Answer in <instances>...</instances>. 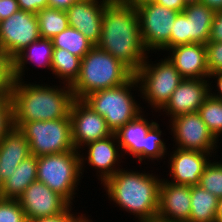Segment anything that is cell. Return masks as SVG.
Segmentation results:
<instances>
[{
	"label": "cell",
	"mask_w": 222,
	"mask_h": 222,
	"mask_svg": "<svg viewBox=\"0 0 222 222\" xmlns=\"http://www.w3.org/2000/svg\"><path fill=\"white\" fill-rule=\"evenodd\" d=\"M80 153L81 150H71L37 157V181L46 184L72 206L83 175Z\"/></svg>",
	"instance_id": "obj_6"
},
{
	"label": "cell",
	"mask_w": 222,
	"mask_h": 222,
	"mask_svg": "<svg viewBox=\"0 0 222 222\" xmlns=\"http://www.w3.org/2000/svg\"><path fill=\"white\" fill-rule=\"evenodd\" d=\"M200 2L204 3L208 7L217 10H222V0H199Z\"/></svg>",
	"instance_id": "obj_43"
},
{
	"label": "cell",
	"mask_w": 222,
	"mask_h": 222,
	"mask_svg": "<svg viewBox=\"0 0 222 222\" xmlns=\"http://www.w3.org/2000/svg\"><path fill=\"white\" fill-rule=\"evenodd\" d=\"M2 185H3V182H2V179H1V176H0V192H1V189H2Z\"/></svg>",
	"instance_id": "obj_48"
},
{
	"label": "cell",
	"mask_w": 222,
	"mask_h": 222,
	"mask_svg": "<svg viewBox=\"0 0 222 222\" xmlns=\"http://www.w3.org/2000/svg\"><path fill=\"white\" fill-rule=\"evenodd\" d=\"M26 217L18 200L0 198V222H25Z\"/></svg>",
	"instance_id": "obj_33"
},
{
	"label": "cell",
	"mask_w": 222,
	"mask_h": 222,
	"mask_svg": "<svg viewBox=\"0 0 222 222\" xmlns=\"http://www.w3.org/2000/svg\"><path fill=\"white\" fill-rule=\"evenodd\" d=\"M112 0H81L66 10L69 26L81 32L97 45L101 38L102 18L105 7Z\"/></svg>",
	"instance_id": "obj_18"
},
{
	"label": "cell",
	"mask_w": 222,
	"mask_h": 222,
	"mask_svg": "<svg viewBox=\"0 0 222 222\" xmlns=\"http://www.w3.org/2000/svg\"><path fill=\"white\" fill-rule=\"evenodd\" d=\"M69 116L71 119L72 142L77 151L82 150V146L88 143L113 134L105 119L83 100H73Z\"/></svg>",
	"instance_id": "obj_13"
},
{
	"label": "cell",
	"mask_w": 222,
	"mask_h": 222,
	"mask_svg": "<svg viewBox=\"0 0 222 222\" xmlns=\"http://www.w3.org/2000/svg\"><path fill=\"white\" fill-rule=\"evenodd\" d=\"M190 212L191 186L161 178L156 221L189 222Z\"/></svg>",
	"instance_id": "obj_15"
},
{
	"label": "cell",
	"mask_w": 222,
	"mask_h": 222,
	"mask_svg": "<svg viewBox=\"0 0 222 222\" xmlns=\"http://www.w3.org/2000/svg\"><path fill=\"white\" fill-rule=\"evenodd\" d=\"M36 15L41 38L52 39L69 26L66 11L45 7Z\"/></svg>",
	"instance_id": "obj_28"
},
{
	"label": "cell",
	"mask_w": 222,
	"mask_h": 222,
	"mask_svg": "<svg viewBox=\"0 0 222 222\" xmlns=\"http://www.w3.org/2000/svg\"><path fill=\"white\" fill-rule=\"evenodd\" d=\"M51 40L54 48L65 49L80 59H82L94 47L92 42L71 26H68Z\"/></svg>",
	"instance_id": "obj_27"
},
{
	"label": "cell",
	"mask_w": 222,
	"mask_h": 222,
	"mask_svg": "<svg viewBox=\"0 0 222 222\" xmlns=\"http://www.w3.org/2000/svg\"><path fill=\"white\" fill-rule=\"evenodd\" d=\"M207 129L219 142L222 135V100L209 95L198 110Z\"/></svg>",
	"instance_id": "obj_29"
},
{
	"label": "cell",
	"mask_w": 222,
	"mask_h": 222,
	"mask_svg": "<svg viewBox=\"0 0 222 222\" xmlns=\"http://www.w3.org/2000/svg\"><path fill=\"white\" fill-rule=\"evenodd\" d=\"M183 12L188 17L189 44H206L210 39L215 10L199 1L188 3Z\"/></svg>",
	"instance_id": "obj_23"
},
{
	"label": "cell",
	"mask_w": 222,
	"mask_h": 222,
	"mask_svg": "<svg viewBox=\"0 0 222 222\" xmlns=\"http://www.w3.org/2000/svg\"><path fill=\"white\" fill-rule=\"evenodd\" d=\"M26 220L51 217L64 212L70 204L40 181L32 182L18 198Z\"/></svg>",
	"instance_id": "obj_14"
},
{
	"label": "cell",
	"mask_w": 222,
	"mask_h": 222,
	"mask_svg": "<svg viewBox=\"0 0 222 222\" xmlns=\"http://www.w3.org/2000/svg\"><path fill=\"white\" fill-rule=\"evenodd\" d=\"M144 117V113H140L115 133L121 152L132 155L140 163L146 159L161 160L165 154L168 155L167 145L161 139L162 131L157 122H149Z\"/></svg>",
	"instance_id": "obj_7"
},
{
	"label": "cell",
	"mask_w": 222,
	"mask_h": 222,
	"mask_svg": "<svg viewBox=\"0 0 222 222\" xmlns=\"http://www.w3.org/2000/svg\"><path fill=\"white\" fill-rule=\"evenodd\" d=\"M134 73L120 60L97 45L81 59L80 73L71 85L74 99L126 83Z\"/></svg>",
	"instance_id": "obj_4"
},
{
	"label": "cell",
	"mask_w": 222,
	"mask_h": 222,
	"mask_svg": "<svg viewBox=\"0 0 222 222\" xmlns=\"http://www.w3.org/2000/svg\"><path fill=\"white\" fill-rule=\"evenodd\" d=\"M169 121L176 148L211 155L217 152L219 142L207 129L198 111L176 116Z\"/></svg>",
	"instance_id": "obj_11"
},
{
	"label": "cell",
	"mask_w": 222,
	"mask_h": 222,
	"mask_svg": "<svg viewBox=\"0 0 222 222\" xmlns=\"http://www.w3.org/2000/svg\"><path fill=\"white\" fill-rule=\"evenodd\" d=\"M36 14L19 10L0 23V47L13 60L32 42L40 39Z\"/></svg>",
	"instance_id": "obj_12"
},
{
	"label": "cell",
	"mask_w": 222,
	"mask_h": 222,
	"mask_svg": "<svg viewBox=\"0 0 222 222\" xmlns=\"http://www.w3.org/2000/svg\"><path fill=\"white\" fill-rule=\"evenodd\" d=\"M139 88L133 75L126 83L87 95L83 101L102 116L112 133H116L125 124L143 113V107L137 104L131 89Z\"/></svg>",
	"instance_id": "obj_5"
},
{
	"label": "cell",
	"mask_w": 222,
	"mask_h": 222,
	"mask_svg": "<svg viewBox=\"0 0 222 222\" xmlns=\"http://www.w3.org/2000/svg\"><path fill=\"white\" fill-rule=\"evenodd\" d=\"M53 50L54 47L51 39L40 38L32 42L13 59L14 79L24 81V69L30 63L51 71Z\"/></svg>",
	"instance_id": "obj_22"
},
{
	"label": "cell",
	"mask_w": 222,
	"mask_h": 222,
	"mask_svg": "<svg viewBox=\"0 0 222 222\" xmlns=\"http://www.w3.org/2000/svg\"><path fill=\"white\" fill-rule=\"evenodd\" d=\"M168 51V59L183 79H209L205 44L178 45Z\"/></svg>",
	"instance_id": "obj_20"
},
{
	"label": "cell",
	"mask_w": 222,
	"mask_h": 222,
	"mask_svg": "<svg viewBox=\"0 0 222 222\" xmlns=\"http://www.w3.org/2000/svg\"><path fill=\"white\" fill-rule=\"evenodd\" d=\"M87 149V154H80L81 171L84 172V165L87 161V165L96 169L99 175L98 180L101 184L110 176H113L121 166L120 158L124 155L121 154V148L117 139L116 134H112L106 138L96 140L94 142L88 143L82 148ZM120 151V153H119ZM84 154V155H83ZM121 154V156H120ZM86 156V157H84ZM119 163V165H118ZM117 164V165H116Z\"/></svg>",
	"instance_id": "obj_16"
},
{
	"label": "cell",
	"mask_w": 222,
	"mask_h": 222,
	"mask_svg": "<svg viewBox=\"0 0 222 222\" xmlns=\"http://www.w3.org/2000/svg\"><path fill=\"white\" fill-rule=\"evenodd\" d=\"M14 127L11 98H0V140Z\"/></svg>",
	"instance_id": "obj_34"
},
{
	"label": "cell",
	"mask_w": 222,
	"mask_h": 222,
	"mask_svg": "<svg viewBox=\"0 0 222 222\" xmlns=\"http://www.w3.org/2000/svg\"><path fill=\"white\" fill-rule=\"evenodd\" d=\"M30 155L28 140L18 128L13 127L0 140V176L2 182L8 179L21 161Z\"/></svg>",
	"instance_id": "obj_21"
},
{
	"label": "cell",
	"mask_w": 222,
	"mask_h": 222,
	"mask_svg": "<svg viewBox=\"0 0 222 222\" xmlns=\"http://www.w3.org/2000/svg\"><path fill=\"white\" fill-rule=\"evenodd\" d=\"M148 58L147 56L139 70L134 74L138 81L139 89H134L133 91H140L141 98L157 112L161 111L167 104L173 91L183 78L167 56L164 59L161 58L156 64L152 61L149 62Z\"/></svg>",
	"instance_id": "obj_8"
},
{
	"label": "cell",
	"mask_w": 222,
	"mask_h": 222,
	"mask_svg": "<svg viewBox=\"0 0 222 222\" xmlns=\"http://www.w3.org/2000/svg\"><path fill=\"white\" fill-rule=\"evenodd\" d=\"M97 46L135 74L149 55L142 43L136 7L123 0H112L104 10Z\"/></svg>",
	"instance_id": "obj_1"
},
{
	"label": "cell",
	"mask_w": 222,
	"mask_h": 222,
	"mask_svg": "<svg viewBox=\"0 0 222 222\" xmlns=\"http://www.w3.org/2000/svg\"><path fill=\"white\" fill-rule=\"evenodd\" d=\"M209 79H183L173 91L167 104L161 112L170 119L191 112H197L206 98L210 95Z\"/></svg>",
	"instance_id": "obj_17"
},
{
	"label": "cell",
	"mask_w": 222,
	"mask_h": 222,
	"mask_svg": "<svg viewBox=\"0 0 222 222\" xmlns=\"http://www.w3.org/2000/svg\"><path fill=\"white\" fill-rule=\"evenodd\" d=\"M17 0H0V20L9 18L13 13L19 11Z\"/></svg>",
	"instance_id": "obj_39"
},
{
	"label": "cell",
	"mask_w": 222,
	"mask_h": 222,
	"mask_svg": "<svg viewBox=\"0 0 222 222\" xmlns=\"http://www.w3.org/2000/svg\"><path fill=\"white\" fill-rule=\"evenodd\" d=\"M218 222H222V198H219L218 203Z\"/></svg>",
	"instance_id": "obj_45"
},
{
	"label": "cell",
	"mask_w": 222,
	"mask_h": 222,
	"mask_svg": "<svg viewBox=\"0 0 222 222\" xmlns=\"http://www.w3.org/2000/svg\"><path fill=\"white\" fill-rule=\"evenodd\" d=\"M14 80L13 60L0 47V98H11Z\"/></svg>",
	"instance_id": "obj_31"
},
{
	"label": "cell",
	"mask_w": 222,
	"mask_h": 222,
	"mask_svg": "<svg viewBox=\"0 0 222 222\" xmlns=\"http://www.w3.org/2000/svg\"><path fill=\"white\" fill-rule=\"evenodd\" d=\"M81 59L62 48H54L51 71L61 84L72 85L80 73Z\"/></svg>",
	"instance_id": "obj_26"
},
{
	"label": "cell",
	"mask_w": 222,
	"mask_h": 222,
	"mask_svg": "<svg viewBox=\"0 0 222 222\" xmlns=\"http://www.w3.org/2000/svg\"><path fill=\"white\" fill-rule=\"evenodd\" d=\"M28 140L31 155L64 153L76 150L72 142L71 119L66 118L46 121L14 123Z\"/></svg>",
	"instance_id": "obj_9"
},
{
	"label": "cell",
	"mask_w": 222,
	"mask_h": 222,
	"mask_svg": "<svg viewBox=\"0 0 222 222\" xmlns=\"http://www.w3.org/2000/svg\"><path fill=\"white\" fill-rule=\"evenodd\" d=\"M219 198L199 185L191 186L189 222H218Z\"/></svg>",
	"instance_id": "obj_25"
},
{
	"label": "cell",
	"mask_w": 222,
	"mask_h": 222,
	"mask_svg": "<svg viewBox=\"0 0 222 222\" xmlns=\"http://www.w3.org/2000/svg\"><path fill=\"white\" fill-rule=\"evenodd\" d=\"M209 41L222 42V10L215 11Z\"/></svg>",
	"instance_id": "obj_38"
},
{
	"label": "cell",
	"mask_w": 222,
	"mask_h": 222,
	"mask_svg": "<svg viewBox=\"0 0 222 222\" xmlns=\"http://www.w3.org/2000/svg\"><path fill=\"white\" fill-rule=\"evenodd\" d=\"M71 210H73L72 205H70L64 212L58 215L30 219L29 222H76L82 215H74Z\"/></svg>",
	"instance_id": "obj_36"
},
{
	"label": "cell",
	"mask_w": 222,
	"mask_h": 222,
	"mask_svg": "<svg viewBox=\"0 0 222 222\" xmlns=\"http://www.w3.org/2000/svg\"><path fill=\"white\" fill-rule=\"evenodd\" d=\"M153 174L122 168L102 185L108 199L133 214L137 222H156L161 179Z\"/></svg>",
	"instance_id": "obj_2"
},
{
	"label": "cell",
	"mask_w": 222,
	"mask_h": 222,
	"mask_svg": "<svg viewBox=\"0 0 222 222\" xmlns=\"http://www.w3.org/2000/svg\"><path fill=\"white\" fill-rule=\"evenodd\" d=\"M205 47L209 74L222 71V42L208 41Z\"/></svg>",
	"instance_id": "obj_35"
},
{
	"label": "cell",
	"mask_w": 222,
	"mask_h": 222,
	"mask_svg": "<svg viewBox=\"0 0 222 222\" xmlns=\"http://www.w3.org/2000/svg\"><path fill=\"white\" fill-rule=\"evenodd\" d=\"M136 9L141 39L146 51L167 52L170 48L171 29L179 12L153 1L142 3Z\"/></svg>",
	"instance_id": "obj_10"
},
{
	"label": "cell",
	"mask_w": 222,
	"mask_h": 222,
	"mask_svg": "<svg viewBox=\"0 0 222 222\" xmlns=\"http://www.w3.org/2000/svg\"><path fill=\"white\" fill-rule=\"evenodd\" d=\"M125 3H127L128 5H131L133 7H137L139 5H141L142 3H146V2H152L154 0H123Z\"/></svg>",
	"instance_id": "obj_44"
},
{
	"label": "cell",
	"mask_w": 222,
	"mask_h": 222,
	"mask_svg": "<svg viewBox=\"0 0 222 222\" xmlns=\"http://www.w3.org/2000/svg\"><path fill=\"white\" fill-rule=\"evenodd\" d=\"M25 82L14 80L11 90L14 123L56 120L69 115L74 100L70 85Z\"/></svg>",
	"instance_id": "obj_3"
},
{
	"label": "cell",
	"mask_w": 222,
	"mask_h": 222,
	"mask_svg": "<svg viewBox=\"0 0 222 222\" xmlns=\"http://www.w3.org/2000/svg\"><path fill=\"white\" fill-rule=\"evenodd\" d=\"M153 2L177 12H182L187 5L184 0H154Z\"/></svg>",
	"instance_id": "obj_41"
},
{
	"label": "cell",
	"mask_w": 222,
	"mask_h": 222,
	"mask_svg": "<svg viewBox=\"0 0 222 222\" xmlns=\"http://www.w3.org/2000/svg\"><path fill=\"white\" fill-rule=\"evenodd\" d=\"M189 44L188 17L182 11L179 12L171 29L170 48Z\"/></svg>",
	"instance_id": "obj_32"
},
{
	"label": "cell",
	"mask_w": 222,
	"mask_h": 222,
	"mask_svg": "<svg viewBox=\"0 0 222 222\" xmlns=\"http://www.w3.org/2000/svg\"><path fill=\"white\" fill-rule=\"evenodd\" d=\"M210 78L215 79L214 83L216 84V86H214V87H215V89H217V90H215L214 87H212V85L210 83V95L216 99L222 100V71H218V72H214L212 74H209V80H210ZM212 90H214L215 92L218 91V92H216L217 94L215 92H213Z\"/></svg>",
	"instance_id": "obj_40"
},
{
	"label": "cell",
	"mask_w": 222,
	"mask_h": 222,
	"mask_svg": "<svg viewBox=\"0 0 222 222\" xmlns=\"http://www.w3.org/2000/svg\"><path fill=\"white\" fill-rule=\"evenodd\" d=\"M173 153V154H172ZM168 163L171 183L195 186L199 184L200 177L212 155L198 151L175 148L170 153Z\"/></svg>",
	"instance_id": "obj_19"
},
{
	"label": "cell",
	"mask_w": 222,
	"mask_h": 222,
	"mask_svg": "<svg viewBox=\"0 0 222 222\" xmlns=\"http://www.w3.org/2000/svg\"><path fill=\"white\" fill-rule=\"evenodd\" d=\"M20 10L37 14L40 10L48 7V0H17Z\"/></svg>",
	"instance_id": "obj_37"
},
{
	"label": "cell",
	"mask_w": 222,
	"mask_h": 222,
	"mask_svg": "<svg viewBox=\"0 0 222 222\" xmlns=\"http://www.w3.org/2000/svg\"><path fill=\"white\" fill-rule=\"evenodd\" d=\"M81 0H48V7L66 11L69 9L74 3Z\"/></svg>",
	"instance_id": "obj_42"
},
{
	"label": "cell",
	"mask_w": 222,
	"mask_h": 222,
	"mask_svg": "<svg viewBox=\"0 0 222 222\" xmlns=\"http://www.w3.org/2000/svg\"><path fill=\"white\" fill-rule=\"evenodd\" d=\"M210 160L200 177L199 186L222 198V162Z\"/></svg>",
	"instance_id": "obj_30"
},
{
	"label": "cell",
	"mask_w": 222,
	"mask_h": 222,
	"mask_svg": "<svg viewBox=\"0 0 222 222\" xmlns=\"http://www.w3.org/2000/svg\"><path fill=\"white\" fill-rule=\"evenodd\" d=\"M186 4L193 3V2H199V0H184Z\"/></svg>",
	"instance_id": "obj_47"
},
{
	"label": "cell",
	"mask_w": 222,
	"mask_h": 222,
	"mask_svg": "<svg viewBox=\"0 0 222 222\" xmlns=\"http://www.w3.org/2000/svg\"><path fill=\"white\" fill-rule=\"evenodd\" d=\"M76 222H93V221L92 219L86 217L85 214H82V216Z\"/></svg>",
	"instance_id": "obj_46"
},
{
	"label": "cell",
	"mask_w": 222,
	"mask_h": 222,
	"mask_svg": "<svg viewBox=\"0 0 222 222\" xmlns=\"http://www.w3.org/2000/svg\"><path fill=\"white\" fill-rule=\"evenodd\" d=\"M37 180V157L30 155L3 182L0 198L18 200L25 189Z\"/></svg>",
	"instance_id": "obj_24"
}]
</instances>
